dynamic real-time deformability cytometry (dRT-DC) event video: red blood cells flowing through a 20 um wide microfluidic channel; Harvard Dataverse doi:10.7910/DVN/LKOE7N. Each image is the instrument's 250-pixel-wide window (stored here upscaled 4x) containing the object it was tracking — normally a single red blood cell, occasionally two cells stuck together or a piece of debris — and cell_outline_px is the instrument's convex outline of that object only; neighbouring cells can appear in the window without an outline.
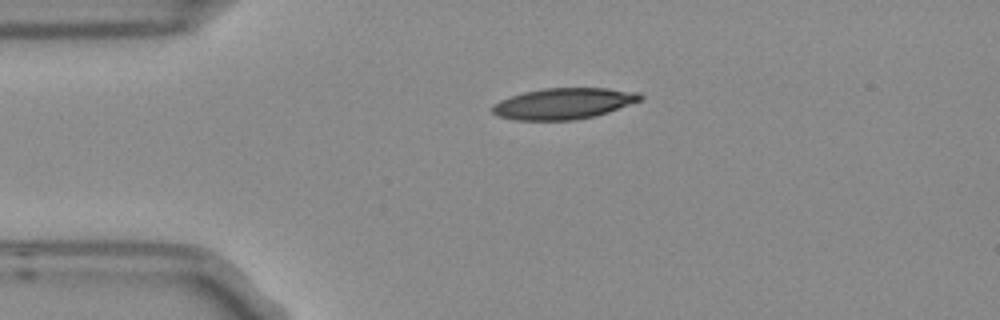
{"species": "Egyptian fruit bat (a non-hibernating species)", "species_latin": "Rousettus aegyptiacus", "temperature_condition": "room temperature", "stored_images_in_passage": 2, "camera_frame_rate_fps": 3000, "um_per_image_px": 0.085, "frame": {"image": 1, "passage_image": 1, "time_ms": 0.0, "image_size_px": [1000, 320], "cell_outline_px": [[644, 96], [640, 100], [608, 112], [596, 116], [572, 120], [512, 120], [496, 116], [492, 112], [492, 104], [508, 96], [524, 92], [544, 88], [608, 88], [640, 92]], "centroid_in_image_um": [47.87, 8.8], "position_along_channel_um": 37.1, "area_um2": 26.99}}